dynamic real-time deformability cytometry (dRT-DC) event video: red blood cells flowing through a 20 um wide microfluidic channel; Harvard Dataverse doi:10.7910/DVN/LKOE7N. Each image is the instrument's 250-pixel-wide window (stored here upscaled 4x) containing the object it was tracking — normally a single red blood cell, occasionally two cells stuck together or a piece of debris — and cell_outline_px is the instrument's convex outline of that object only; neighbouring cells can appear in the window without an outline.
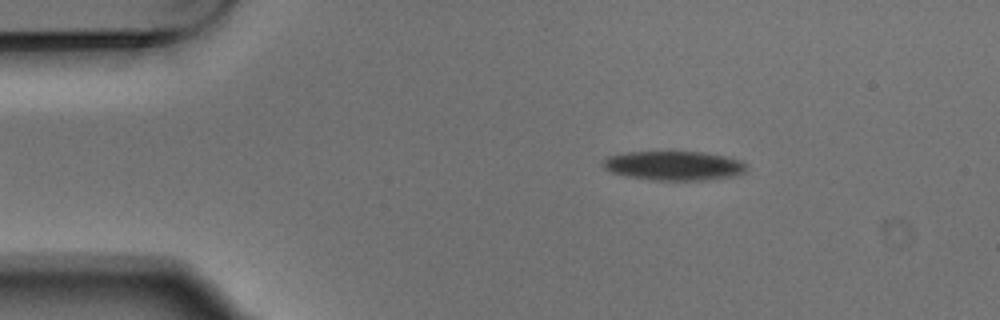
{"species": "Egyptian fruit bat (a non-hibernating species)", "species_latin": "Rousettus aegyptiacus", "temperature_condition": "warm", "stored_images_in_passage": 6, "camera_frame_rate_fps": 3000, "um_per_image_px": 0.085, "animal": {"sex": "male"}, "frame": {"image": 1, "passage_image": 3, "time_ms": 0.667, "image_size_px": [1000, 320], "cell_outline_px": [[748, 168], [744, 172], [732, 176], [712, 180], [652, 180], [628, 176], [612, 172], [604, 168], [604, 156], [628, 152], [704, 152], [744, 160], [748, 164]], "centroid_in_image_um": [57.34, 14.08], "position_along_channel_um": 27.7, "area_um2": 24.62}}
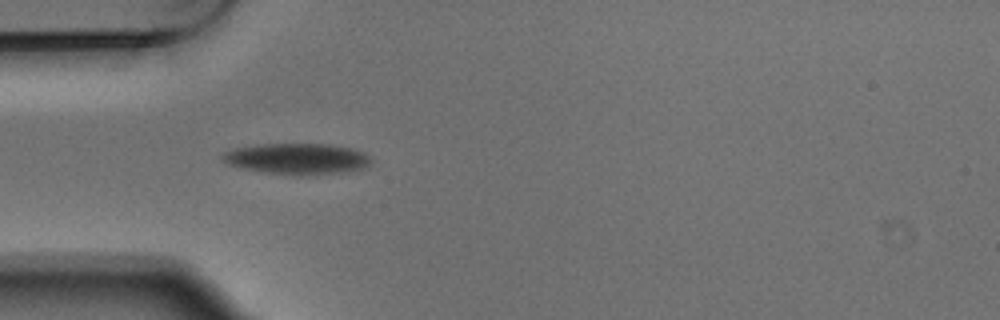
{"frame": {"image": 2, "passage_image": 5, "time_ms": 1.333, "image_size_px": [1000, 320], "cell_outline_px": [[372, 164], [364, 168], [344, 172], [300, 176], [264, 172], [244, 168], [228, 164], [220, 160], [220, 156], [224, 152], [232, 148], [256, 144], [328, 144], [348, 148], [364, 152], [372, 160]], "centroid_in_image_um": [25.23, 13.5], "position_along_channel_um": 59.8, "area_um2": 27.05}}
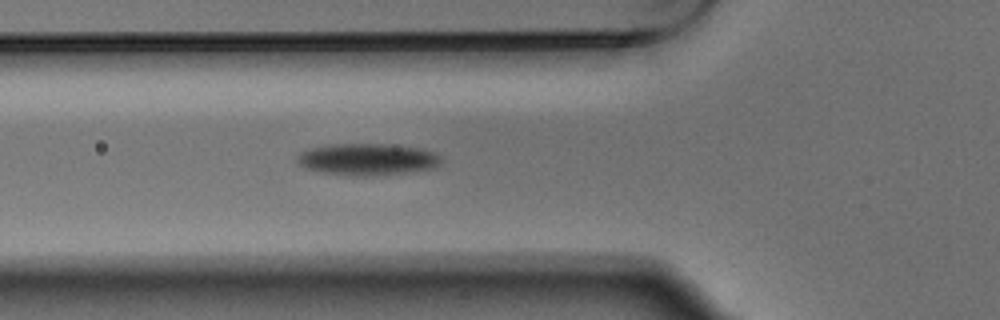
{"frame": {"image": 3, "passage_image": 6, "time_ms": 1.667, "image_size_px": [1000, 320], "cell_outline_px": [[444, 160], [436, 168], [412, 172], [372, 176], [348, 176], [320, 172], [304, 168], [296, 160], [296, 156], [300, 152], [308, 148], [324, 144], [392, 144], [424, 148], [436, 152], [444, 156]], "centroid_in_image_um": [31.29, 13.54], "position_along_channel_um": 94.5, "area_um2": 27.69}}